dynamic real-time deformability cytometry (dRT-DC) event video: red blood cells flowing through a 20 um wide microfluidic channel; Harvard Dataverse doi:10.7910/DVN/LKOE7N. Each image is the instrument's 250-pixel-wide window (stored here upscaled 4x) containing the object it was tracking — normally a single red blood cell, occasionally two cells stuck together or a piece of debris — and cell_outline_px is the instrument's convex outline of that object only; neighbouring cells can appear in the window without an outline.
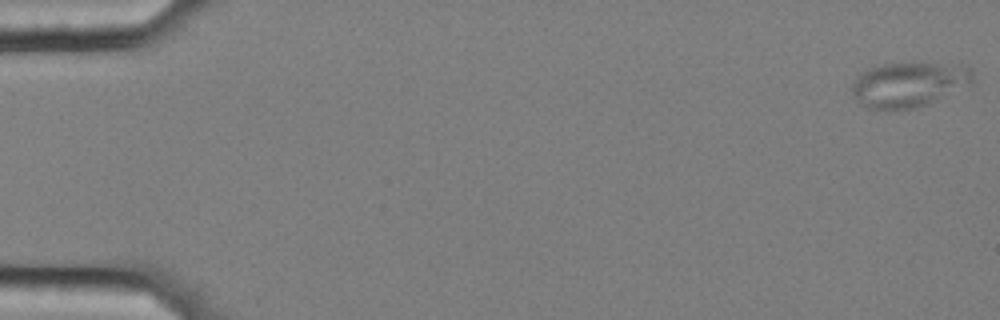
{"species": "common noctule bat (a hibernating species)", "species_latin": "Nyctalus noctula", "temperature_condition": "cold", "stored_images_in_passage": 15, "camera_frame_rate_fps": 3000, "um_per_image_px": 0.085, "animal": {"sex": "female", "body_mass_g": 25.1}, "frame": {"image": 1, "passage_image": 1, "time_ms": 0.0, "image_size_px": [1000, 320], "cell_outline_px": [[972, 84], [916, 108], [868, 108], [856, 100], [852, 92], [852, 84], [856, 76], [860, 72], [868, 68], [884, 64], [940, 64], [972, 68]], "centroid_in_image_um": [77.2, 7.18], "position_along_channel_um": 7.8, "area_um2": 30.81}}